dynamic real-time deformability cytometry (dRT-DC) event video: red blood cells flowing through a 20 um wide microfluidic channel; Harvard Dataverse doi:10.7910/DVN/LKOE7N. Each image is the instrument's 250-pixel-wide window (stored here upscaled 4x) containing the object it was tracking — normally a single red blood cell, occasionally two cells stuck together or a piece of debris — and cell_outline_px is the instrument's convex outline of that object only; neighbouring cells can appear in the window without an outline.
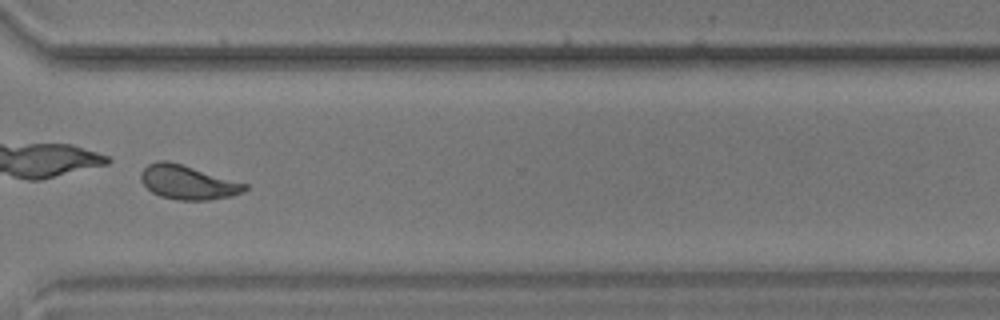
{"species": "common noctule bat (a hibernating species)", "species_latin": "Nyctalus noctula", "temperature_condition": "warm", "stored_images_in_passage": 43, "camera_frame_rate_fps": 3000, "um_per_image_px": 0.085, "animal": {"sex": "male", "body_mass_g": 17.9, "forearm_length_mm": 54.2}, "frame": {"image": 1, "passage_image": 31, "time_ms": 10.0, "image_size_px": [1000, 320], "cell_outline_px": [[248, 188], [244, 192], [232, 196], [208, 200], [180, 200], [160, 196], [152, 192], [140, 180], [140, 172], [148, 164], [156, 160], [168, 160], [248, 184]], "centroid_in_image_um": [15.96, 15.49], "position_along_channel_um": 354.6, "area_um2": 20.69}}